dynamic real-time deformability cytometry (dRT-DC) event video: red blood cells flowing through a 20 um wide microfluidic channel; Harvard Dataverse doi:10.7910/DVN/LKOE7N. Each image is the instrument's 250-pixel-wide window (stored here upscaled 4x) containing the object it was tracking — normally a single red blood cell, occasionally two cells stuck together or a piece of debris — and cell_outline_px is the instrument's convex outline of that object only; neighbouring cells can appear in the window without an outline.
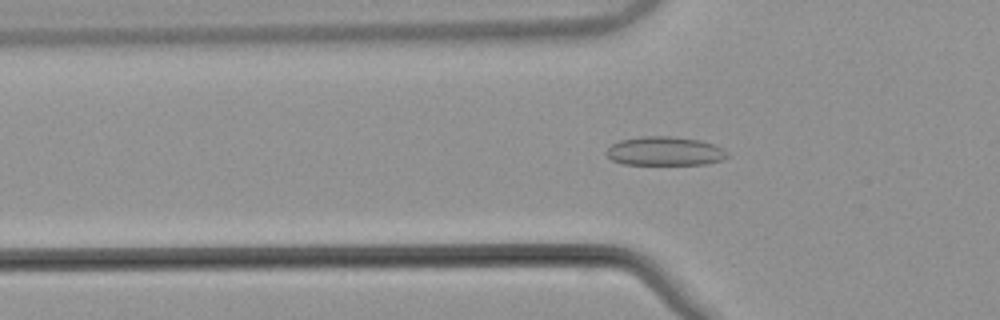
{"species": "common noctule bat (a hibernating species)", "species_latin": "Nyctalus noctula", "temperature_condition": "warm", "stored_images_in_passage": 53, "camera_frame_rate_fps": 3000, "um_per_image_px": 0.085, "animal": {"sex": "male", "body_mass_g": 21.5, "forearm_length_mm": 52.0}, "frame": {"image": 1, "passage_image": 18, "time_ms": 5.667, "image_size_px": [1000, 320], "cell_outline_px": [[728, 156], [720, 160], [708, 164], [624, 164], [612, 160], [604, 152], [612, 144], [620, 140], [640, 136], [672, 136], [700, 140], [724, 148], [728, 152]], "centroid_in_image_um": [56.51, 12.84], "position_along_channel_um": 69.3, "area_um2": 20.4}}
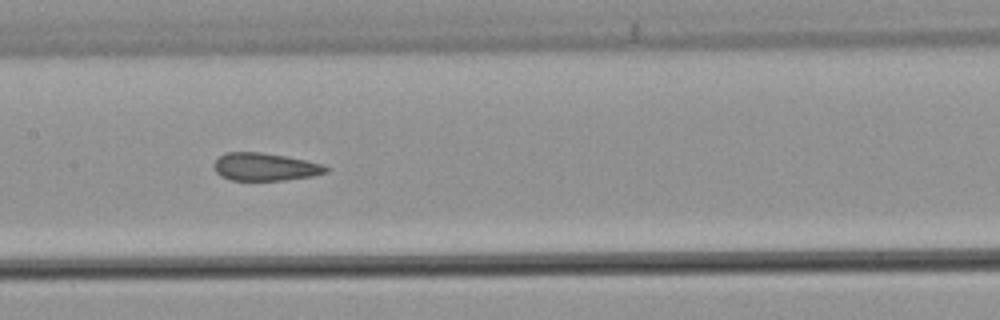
{"frame": {"image": 2, "passage_image": 27, "time_ms": 8.667, "image_size_px": [1000, 320], "cell_outline_px": [[328, 172], [312, 176], [280, 180], [232, 180], [220, 176], [216, 172], [216, 160], [224, 152], [260, 152], [284, 156], [324, 164], [328, 168]], "centroid_in_image_um": [22.54, 14.18], "position_along_channel_um": 184.9, "area_um2": 17.86}}
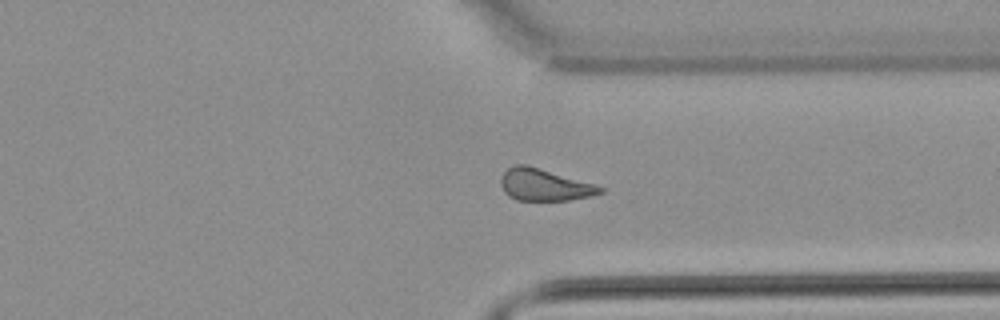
{"frame": {"image": 3, "passage_image": 41, "time_ms": 13.333, "image_size_px": [1000, 320], "cell_outline_px": [[604, 192], [588, 196], [568, 200], [516, 200], [508, 196], [504, 192], [500, 184], [500, 180], [504, 172], [508, 168], [516, 164], [528, 164], [596, 184], [604, 188]], "centroid_in_image_um": [46.26, 15.7], "position_along_channel_um": 365.1, "area_um2": 18.61}, "authors_computed_cell_mechanics": {"area_um2": 19.1896, "velocity_mm_per_s": 3.8679, "shape_relaxation_time_tau1_ms": null, "shape_relaxation_time_tau2_ms": 1.7247, "deformation_change_tau1": null, "deformation_change_tau2": 0.0703}}